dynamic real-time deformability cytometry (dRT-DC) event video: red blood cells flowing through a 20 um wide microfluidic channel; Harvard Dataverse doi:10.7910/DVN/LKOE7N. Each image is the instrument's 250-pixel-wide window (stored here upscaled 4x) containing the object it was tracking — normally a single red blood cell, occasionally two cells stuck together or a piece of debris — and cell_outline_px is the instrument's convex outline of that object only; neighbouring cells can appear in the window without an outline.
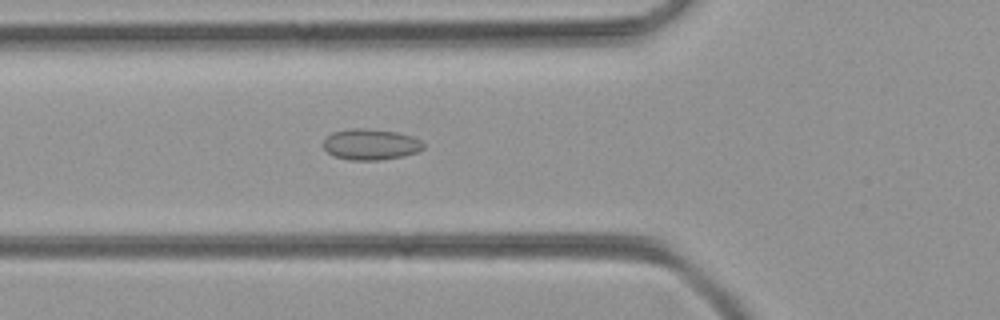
{"species": "common noctule bat (a hibernating species)", "species_latin": "Nyctalus noctula", "temperature_condition": "room temperature", "stored_images_in_passage": 40, "camera_frame_rate_fps": 3000, "um_per_image_px": 0.085, "animal": {"sex": "female", "body_mass_g": 21.9}, "frame": {"image": 1, "passage_image": 13, "time_ms": 4.0, "image_size_px": [1000, 320], "cell_outline_px": [[424, 148], [416, 152], [400, 156], [380, 160], [348, 160], [332, 156], [324, 148], [324, 140], [332, 132], [352, 128], [364, 128], [396, 132], [412, 136], [420, 140], [424, 144]], "centroid_in_image_um": [31.48, 12.27], "position_along_channel_um": 94.3, "area_um2": 17.98}}
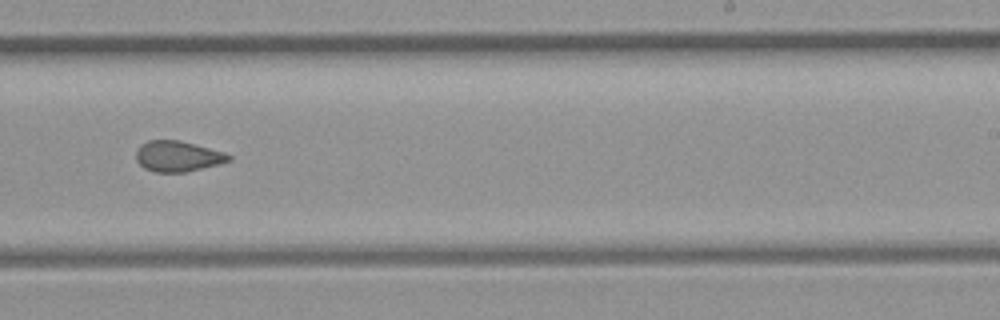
{"frame": {"image": 2, "passage_image": 26, "time_ms": 8.333, "image_size_px": [1000, 320], "cell_outline_px": [[232, 160], [220, 164], [184, 172], [156, 172], [144, 168], [136, 160], [136, 152], [140, 144], [148, 140], [180, 140], [196, 144], [224, 152], [232, 156]], "centroid_in_image_um": [15.12, 13.27], "position_along_channel_um": 273.9, "area_um2": 16.65}}
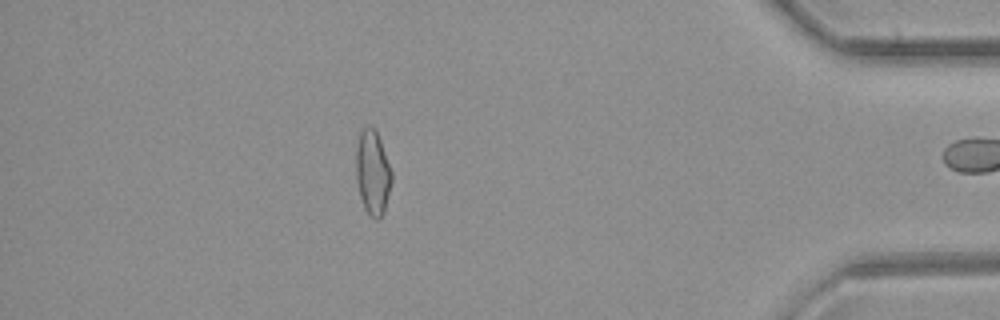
{"frame": {"image": 3, "passage_image": 39, "time_ms": 12.667, "image_size_px": [1000, 320], "cell_outline_px": [[392, 180], [384, 212], [380, 220], [376, 220], [364, 208], [360, 196], [356, 176], [356, 148], [360, 132], [368, 124], [376, 132], [380, 140], [392, 172]], "centroid_in_image_um": [31.68, 14.68], "position_along_channel_um": 403.5, "area_um2": 17.4}}